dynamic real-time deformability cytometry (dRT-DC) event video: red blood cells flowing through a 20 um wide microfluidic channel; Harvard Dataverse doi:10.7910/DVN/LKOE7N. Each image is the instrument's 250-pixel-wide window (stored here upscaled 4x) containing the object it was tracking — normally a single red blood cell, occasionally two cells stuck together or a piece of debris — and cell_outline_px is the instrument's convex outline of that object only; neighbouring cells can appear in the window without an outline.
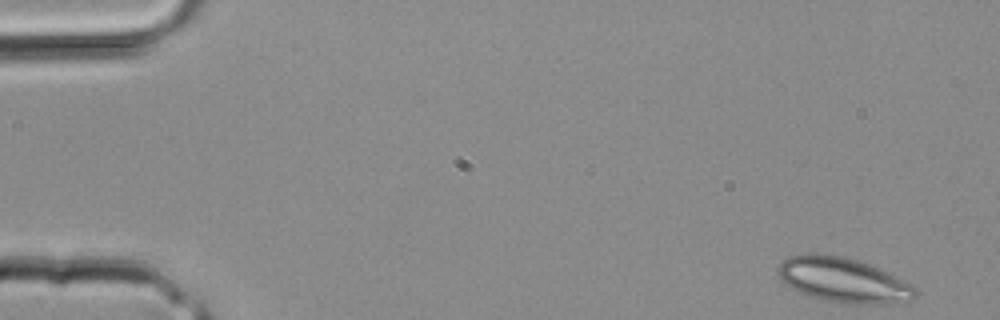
{"species": "common noctule bat (a hibernating species)", "species_latin": "Nyctalus noctula", "temperature_condition": "room temperature", "stored_images_in_passage": 34, "camera_frame_rate_fps": 3000, "um_per_image_px": 0.085, "animal": {"sex": "male", "body_mass_g": 20.4}, "frame": {"image": 1, "passage_image": 1, "time_ms": 0.0, "image_size_px": [1000, 320], "cell_outline_px": [[920, 292], [912, 300], [868, 304], [824, 300], [800, 292], [784, 284], [776, 272], [776, 268], [788, 256], [808, 252], [816, 252], [840, 256], [856, 260], [868, 264], [888, 272], [912, 284]], "centroid_in_image_um": [71.64, 23.77], "position_along_channel_um": 13.4, "area_um2": 35.66}}
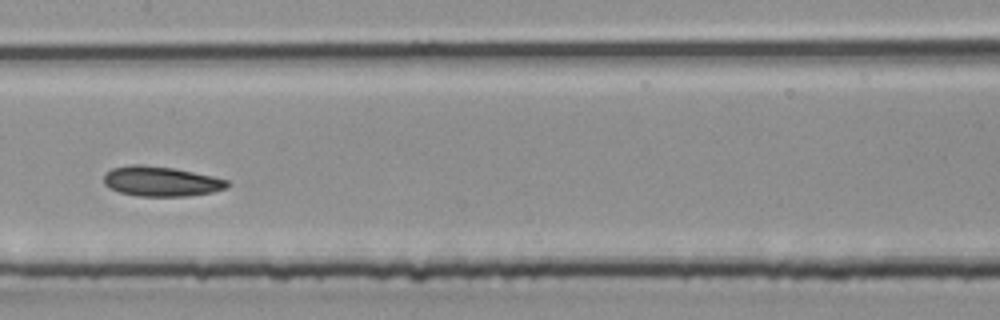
{"frame": {"image": 2, "passage_image": 17, "time_ms": 5.333, "image_size_px": [1000, 320], "cell_outline_px": [[232, 184], [228, 188], [212, 192], [184, 196], [136, 196], [120, 192], [104, 184], [104, 172], [112, 168], [132, 164], [140, 164], [172, 168], [212, 176], [228, 180]], "centroid_in_image_um": [13.7, 15.41], "position_along_channel_um": 193.7, "area_um2": 21.5}}
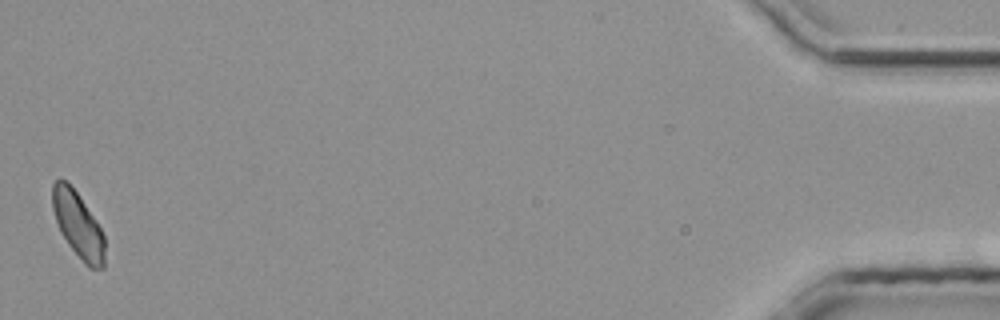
{"frame": {"image": 3, "passage_image": 34, "time_ms": 11.0, "image_size_px": [1000, 320], "cell_outline_px": [[104, 268], [88, 268], [84, 264], [68, 244], [60, 232], [52, 208], [52, 184], [60, 176], [68, 180], [96, 220], [104, 236]], "centroid_in_image_um": [6.61, 19.08], "position_along_channel_um": 428.6, "area_um2": 20.17}}